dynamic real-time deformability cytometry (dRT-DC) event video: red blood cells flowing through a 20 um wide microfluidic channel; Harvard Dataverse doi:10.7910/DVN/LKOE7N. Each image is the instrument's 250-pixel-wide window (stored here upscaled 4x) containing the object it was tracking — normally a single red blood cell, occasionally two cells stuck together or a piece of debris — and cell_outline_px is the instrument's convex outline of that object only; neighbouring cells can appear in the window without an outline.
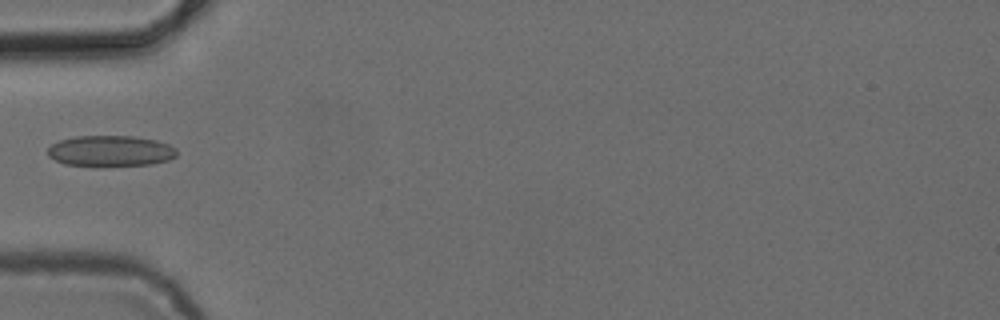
{"species": "common noctule bat (a hibernating species)", "species_latin": "Nyctalus noctula", "temperature_condition": "cold", "stored_images_in_passage": 36, "camera_frame_rate_fps": 3000, "um_per_image_px": 0.085, "animal": {"sex": "female", "body_mass_g": 24.6, "forearm_length_mm": 56.2}, "frame": {"image": 1, "passage_image": 1, "time_ms": 0.0, "image_size_px": [1000, 320], "cell_outline_px": [[176, 156], [168, 160], [152, 164], [100, 168], [96, 168], [64, 164], [48, 156], [48, 148], [52, 144], [60, 140], [76, 136], [132, 136], [156, 140], [168, 144], [176, 148]], "centroid_in_image_um": [9.37, 12.87], "position_along_channel_um": 75.6, "area_um2": 23.87}}
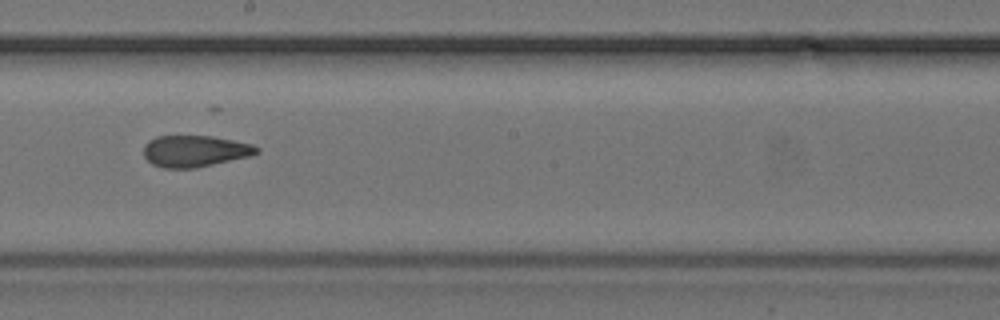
{"frame": {"image": 2, "passage_image": 13, "time_ms": 4.0, "image_size_px": [1000, 320], "cell_outline_px": [[260, 152], [252, 156], [196, 168], [164, 168], [152, 164], [144, 156], [144, 144], [148, 140], [156, 136], [212, 136], [252, 144], [260, 148]], "centroid_in_image_um": [16.58, 12.84], "position_along_channel_um": 231.6, "area_um2": 20.92}}
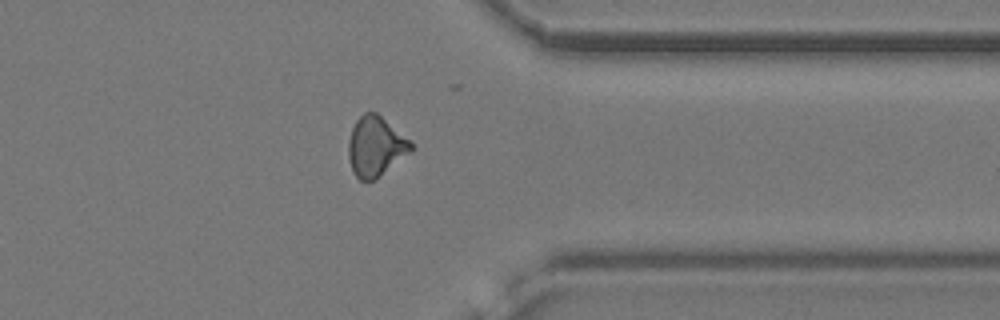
{"frame": {"image": 3, "passage_image": 25, "time_ms": 8.0, "image_size_px": [1000, 320], "cell_outline_px": [[412, 152], [372, 180], [360, 180], [352, 172], [348, 156], [348, 140], [352, 128], [356, 120], [364, 112], [376, 112], [408, 140], [412, 144]], "centroid_in_image_um": [31.88, 12.45], "position_along_channel_um": 379.5, "area_um2": 21.39}}